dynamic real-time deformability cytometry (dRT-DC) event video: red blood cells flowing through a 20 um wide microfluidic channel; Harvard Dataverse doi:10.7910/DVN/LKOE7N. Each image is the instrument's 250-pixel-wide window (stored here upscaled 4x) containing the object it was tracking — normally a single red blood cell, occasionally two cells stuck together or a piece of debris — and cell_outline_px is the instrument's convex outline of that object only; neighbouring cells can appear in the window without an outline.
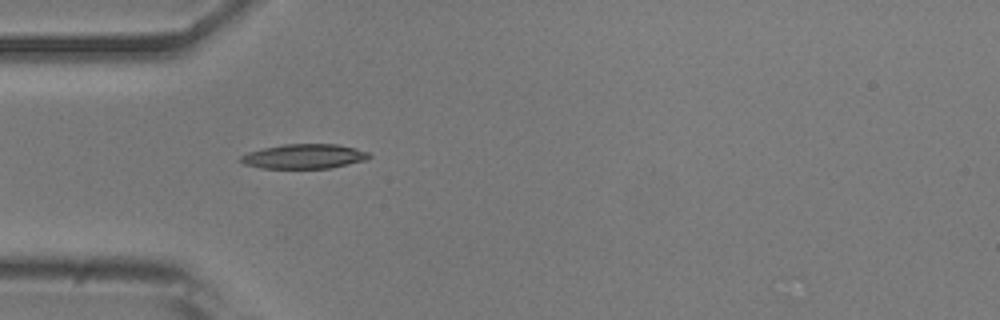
{"species": "common noctule bat (a hibernating species)", "species_latin": "Nyctalus noctula", "temperature_condition": "room temperature", "stored_images_in_passage": 38, "camera_frame_rate_fps": 3000, "um_per_image_px": 0.085, "animal": {"sex": "male", "body_mass_g": 20.5, "forearm_length_mm": 52.5}, "frame": {"image": 1, "passage_image": 1, "time_ms": 0.0, "image_size_px": [1000, 320], "cell_outline_px": [[372, 156], [368, 160], [332, 168], [260, 168], [244, 164], [240, 160], [240, 156], [248, 152], [264, 148], [284, 144], [336, 144], [356, 148], [368, 152]], "centroid_in_image_um": [25.89, 13.29], "position_along_channel_um": 59.1, "area_um2": 18.5}}
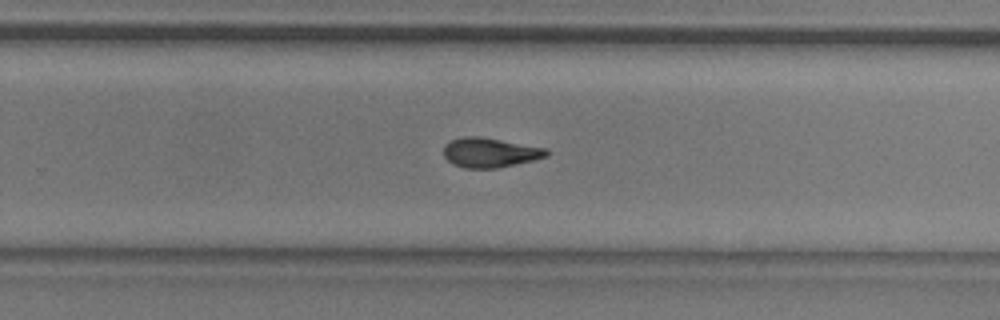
{"frame": {"image": 2, "passage_image": 19, "time_ms": 6.0, "image_size_px": [1000, 320], "cell_outline_px": [[548, 156], [532, 160], [496, 168], [464, 168], [452, 164], [444, 156], [444, 144], [460, 136], [480, 136], [548, 148]], "centroid_in_image_um": [41.63, 12.95], "position_along_channel_um": 288.2, "area_um2": 17.8}}
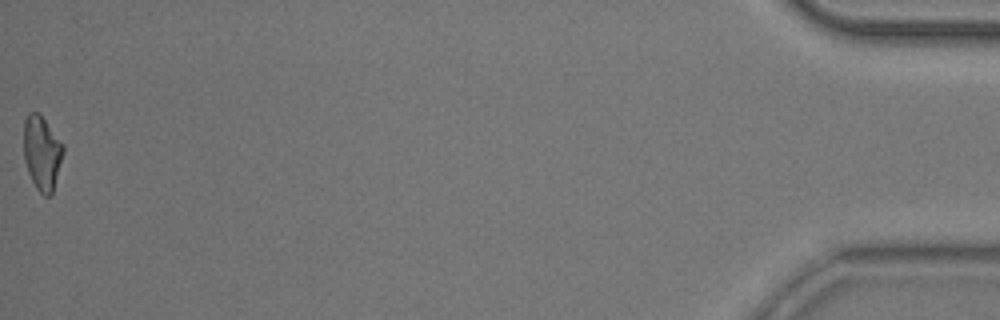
{"frame": {"image": 3, "passage_image": 38, "time_ms": 12.333, "image_size_px": [1000, 320], "cell_outline_px": [[64, 152], [52, 192], [48, 196], [44, 196], [36, 188], [28, 172], [24, 160], [24, 120], [28, 112], [40, 112], [64, 144]], "centroid_in_image_um": [3.57, 12.94], "position_along_channel_um": 431.6, "area_um2": 17.22}, "authors_computed_cell_mechanics": {"area_um2": 17.5134, "velocity_mm_per_s": 3.85, "shape_relaxation_time_tau1_ms": 5.1748, "shape_relaxation_time_tau2_ms": 4.6778, "deformation_change_tau1": 0.1599, "deformation_change_tau2": 0.1277}}